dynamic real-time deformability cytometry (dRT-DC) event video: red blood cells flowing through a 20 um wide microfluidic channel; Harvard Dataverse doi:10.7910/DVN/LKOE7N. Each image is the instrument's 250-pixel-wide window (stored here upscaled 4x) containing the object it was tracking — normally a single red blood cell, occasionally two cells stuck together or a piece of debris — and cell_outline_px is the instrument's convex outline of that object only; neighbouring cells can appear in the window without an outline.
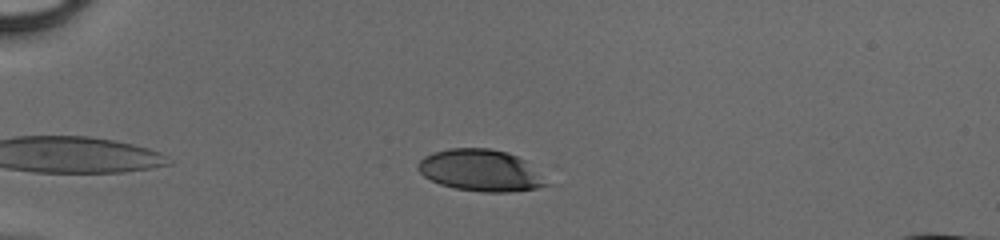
{"species": "human", "species_latin": "Homo sapiens", "temperature_condition": "cold", "stored_images_in_passage": 38, "camera_frame_rate_fps": 3000, "um_per_image_px": 0.085, "donor": {"sex": "male"}, "frame": {"image": 1, "passage_image": 3, "time_ms": 0.667, "image_size_px": [1000, 240], "cell_outline_px": [[552, 184], [536, 188], [512, 192], [484, 192], [456, 188], [440, 184], [424, 176], [416, 168], [416, 164], [424, 156], [432, 152], [448, 148], [488, 148], [508, 152], [524, 160]], "centroid_in_image_um": [40.84, 14.48], "position_along_channel_um": 44.2, "area_um2": 31.21}}
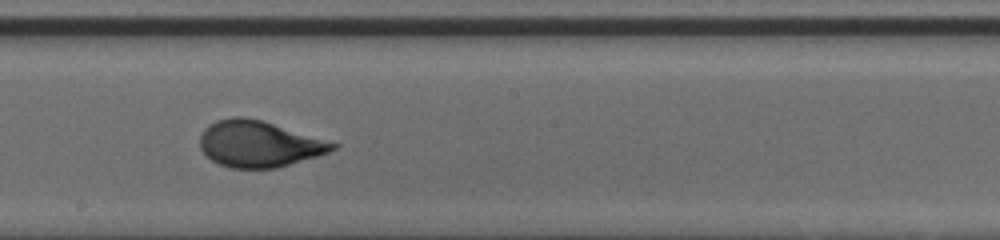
{"frame": {"image": 2, "passage_image": 19, "time_ms": 6.0, "image_size_px": [1000, 240], "cell_outline_px": [[340, 144], [336, 148], [328, 152], [316, 156], [276, 168], [232, 168], [220, 164], [212, 160], [200, 148], [200, 136], [204, 128], [208, 124], [216, 120], [232, 116], [244, 116], [264, 120]], "centroid_in_image_um": [22.0, 12.21], "position_along_channel_um": 226.2, "area_um2": 35.84}}
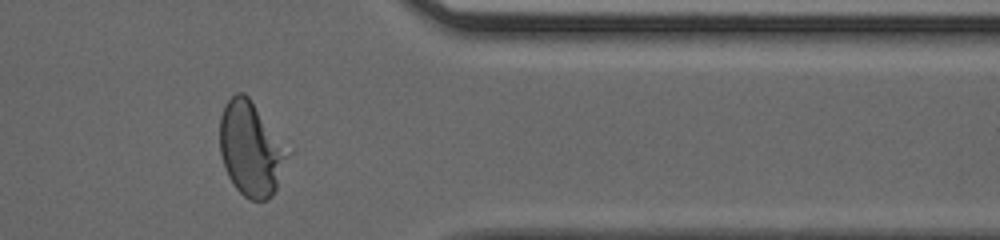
{"frame": {"image": 3, "passage_image": 31, "time_ms": 10.0, "image_size_px": [1000, 240], "cell_outline_px": [[284, 156], [276, 188], [272, 196], [268, 200], [252, 200], [244, 196], [236, 188], [228, 176], [224, 168], [220, 152], [220, 116], [228, 100], [236, 92], [244, 92], [248, 96], [284, 152]], "centroid_in_image_um": [21.18, 12.69], "position_along_channel_um": 390.2, "area_um2": 34.91}}